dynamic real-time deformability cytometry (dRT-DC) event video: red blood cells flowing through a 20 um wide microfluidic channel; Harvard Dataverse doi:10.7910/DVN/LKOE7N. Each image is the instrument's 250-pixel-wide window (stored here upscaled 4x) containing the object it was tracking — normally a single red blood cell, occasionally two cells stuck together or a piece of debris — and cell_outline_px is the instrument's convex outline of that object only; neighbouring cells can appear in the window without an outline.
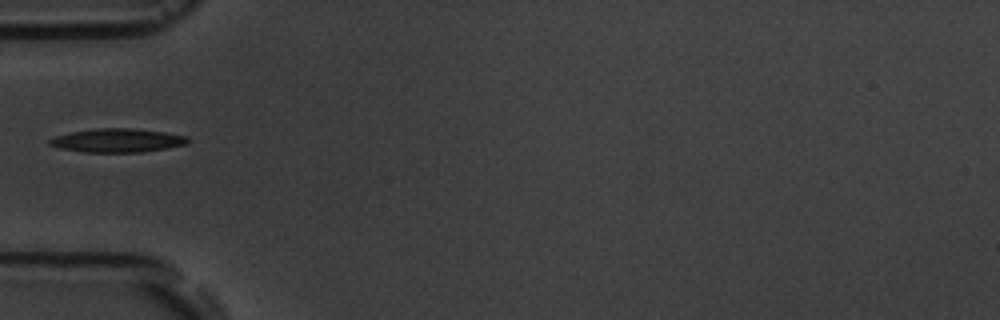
{"species": "common noctule bat (a hibernating species)", "species_latin": "Nyctalus noctula", "temperature_condition": "room temperature", "stored_images_in_passage": 10, "camera_frame_rate_fps": 3000, "um_per_image_px": 0.085, "animal": {"sex": "male", "body_mass_g": 19.5, "forearm_length_mm": 54.6}, "frame": {"image": 1, "passage_image": 5, "time_ms": 5.0, "image_size_px": [1000, 320], "cell_outline_px": [[188, 144], [140, 152], [84, 152], [60, 148], [48, 144], [48, 140], [56, 136], [68, 132], [96, 128], [132, 128], [164, 132], [188, 136]], "centroid_in_image_um": [9.95, 11.93], "position_along_channel_um": 75.0, "area_um2": 19.02}}
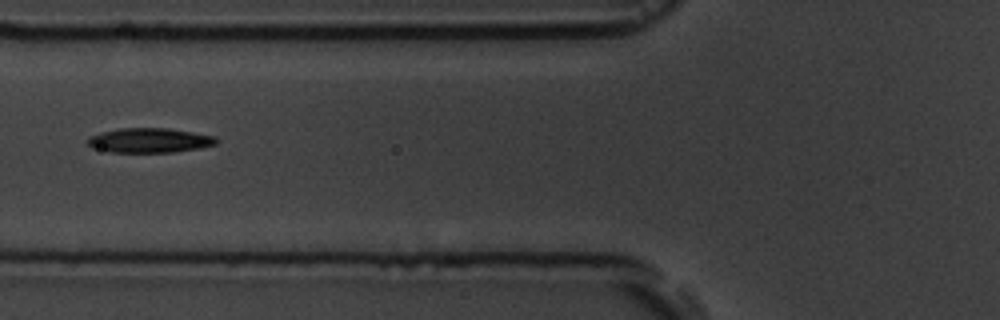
{"frame": {"image": 2, "passage_image": 6, "time_ms": 6.0, "image_size_px": [1000, 320], "cell_outline_px": [[220, 140], [216, 144], [200, 148], [172, 152], [108, 152], [92, 148], [84, 140], [88, 136], [100, 132], [120, 128], [168, 128], [216, 136]], "centroid_in_image_um": [12.67, 11.93], "position_along_channel_um": 113.1, "area_um2": 18.73}}
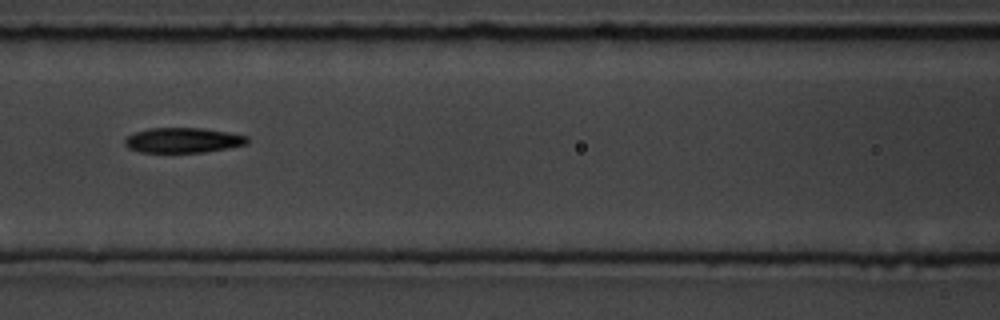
{"frame": {"image": 3, "passage_image": 7, "time_ms": 7.0, "image_size_px": [1000, 320], "cell_outline_px": [[248, 144], [228, 148], [204, 152], [140, 152], [128, 148], [124, 144], [124, 140], [128, 136], [136, 132], [148, 128], [204, 128], [228, 132], [248, 136]], "centroid_in_image_um": [15.57, 11.92], "position_along_channel_um": 151.0, "area_um2": 17.92}}